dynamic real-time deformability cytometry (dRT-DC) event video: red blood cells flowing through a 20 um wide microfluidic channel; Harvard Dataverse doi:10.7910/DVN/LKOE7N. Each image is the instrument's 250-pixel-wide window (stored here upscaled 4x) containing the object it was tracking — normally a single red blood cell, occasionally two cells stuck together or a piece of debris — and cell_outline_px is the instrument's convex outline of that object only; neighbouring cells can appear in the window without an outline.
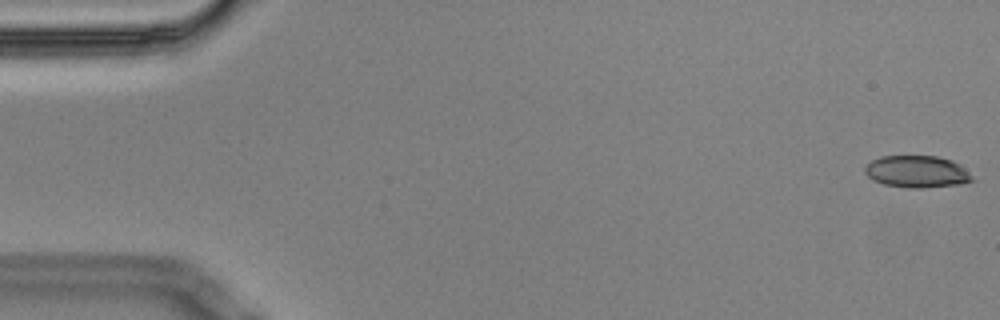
{"species": "Egyptian fruit bat (a non-hibernating species)", "species_latin": "Rousettus aegyptiacus", "temperature_condition": "cold", "stored_images_in_passage": 4, "camera_frame_rate_fps": 3000, "um_per_image_px": 0.085, "animal": {"sex": "male"}, "frame": {"image": 1, "passage_image": 1, "time_ms": 0.0, "image_size_px": [1000, 320], "cell_outline_px": [[976, 180], [960, 184], [920, 188], [908, 188], [884, 184], [872, 180], [864, 172], [864, 168], [872, 160], [880, 156], [936, 156], [952, 160], [960, 164]], "centroid_in_image_um": [77.94, 14.59], "position_along_channel_um": 7.1, "area_um2": 20.06}}
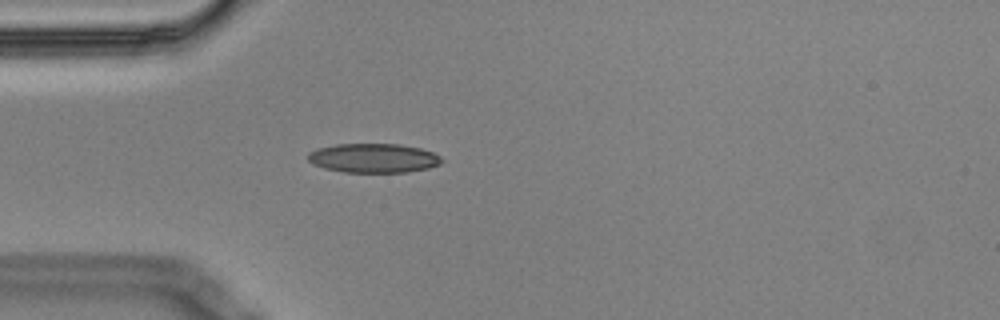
{"frame": {"image": 2, "passage_image": 4, "time_ms": 1.0, "image_size_px": [1000, 320], "cell_outline_px": [[444, 160], [440, 164], [428, 168], [408, 172], [344, 172], [324, 168], [312, 164], [308, 160], [308, 152], [316, 148], [336, 144], [400, 144], [420, 148], [432, 152], [440, 156]], "centroid_in_image_um": [31.73, 13.43], "position_along_channel_um": 53.3, "area_um2": 22.89}}